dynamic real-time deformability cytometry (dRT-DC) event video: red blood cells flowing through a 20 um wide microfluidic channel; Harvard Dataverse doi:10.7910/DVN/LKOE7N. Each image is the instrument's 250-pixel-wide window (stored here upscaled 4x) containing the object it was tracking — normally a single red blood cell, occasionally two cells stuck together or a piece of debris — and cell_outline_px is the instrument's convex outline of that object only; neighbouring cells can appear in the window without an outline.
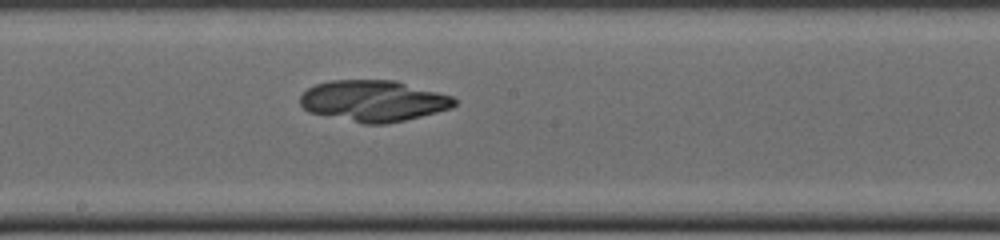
{"species": "common noctule bat (a hibernating species)", "species_latin": "Nyctalus noctula", "temperature_condition": "cold", "stored_images_in_passage": 34, "camera_frame_rate_fps": 3000, "um_per_image_px": 0.085, "animal": {"sex": "male", "body_mass_g": 19.0, "forearm_length_mm": 50.8}, "frame": {"image": 1, "passage_image": 17, "time_ms": 5.333, "image_size_px": [1000, 240], "cell_outline_px": [[456, 104], [444, 108], [416, 116], [400, 120], [360, 120], [316, 112], [308, 108], [300, 100], [304, 92], [320, 84], [348, 80], [380, 80], [400, 84], [448, 96], [456, 100]], "centroid_in_image_um": [31.72, 8.52], "position_along_channel_um": 216.5, "area_um2": 32.66}}
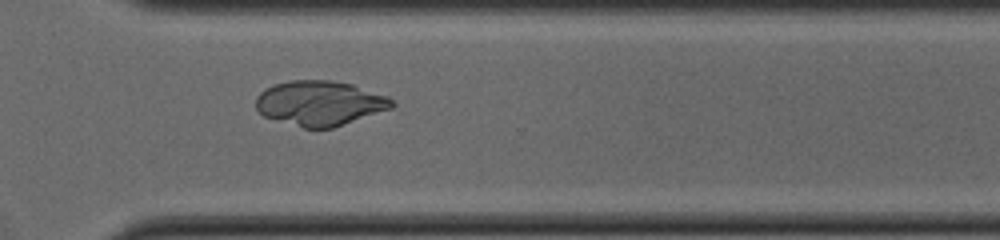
{"frame": {"image": 2, "passage_image": 24, "time_ms": 7.667, "image_size_px": [1000, 240], "cell_outline_px": [[392, 104], [384, 108], [340, 124], [328, 128], [308, 128], [268, 116], [260, 112], [256, 104], [256, 100], [268, 88], [280, 84], [304, 80], [312, 80], [348, 84], [392, 100]], "centroid_in_image_um": [27.09, 8.77], "position_along_channel_um": 343.5, "area_um2": 32.37}}
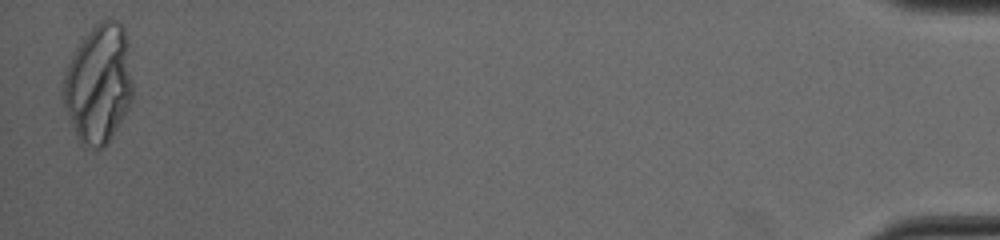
{"frame": {"image": 3, "passage_image": 34, "time_ms": 11.0, "image_size_px": [1000, 240], "cell_outline_px": [[124, 84], [108, 132], [104, 140], [100, 144], [80, 124], [80, 112], [88, 88], [120, 32], [124, 80]], "centroid_in_image_um": [8.83, 8.03], "position_along_channel_um": 426.4, "area_um2": 18.61}}